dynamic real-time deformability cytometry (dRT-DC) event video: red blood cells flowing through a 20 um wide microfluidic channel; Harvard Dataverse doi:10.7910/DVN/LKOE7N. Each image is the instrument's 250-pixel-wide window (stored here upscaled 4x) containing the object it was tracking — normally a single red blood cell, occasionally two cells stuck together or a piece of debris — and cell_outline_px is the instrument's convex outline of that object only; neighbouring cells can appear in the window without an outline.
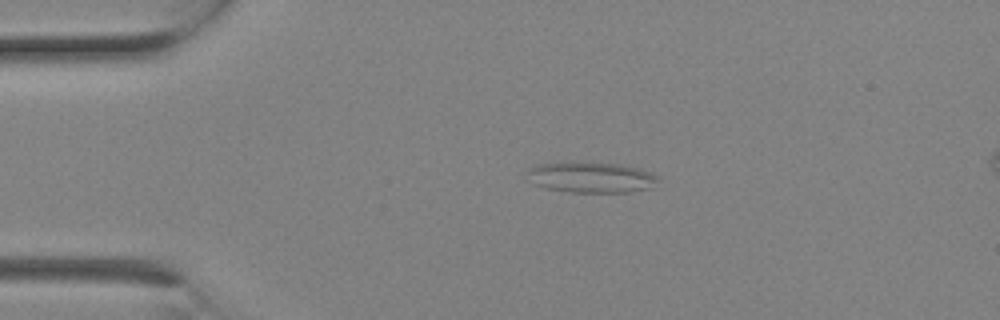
{"species": "Egyptian fruit bat (a non-hibernating species)", "species_latin": "Rousettus aegyptiacus", "temperature_condition": "room temperature", "stored_images_in_passage": 3, "segment_of_instrument_passage": [1, 2], "camera_frame_rate_fps": 3000, "um_per_image_px": 0.085, "animal": {"sex": "female"}, "frame": {"image": 1, "passage_image": 2, "time_ms": 0.333, "image_size_px": [1000, 320], "cell_outline_px": [[660, 180], [652, 188], [628, 192], [568, 192], [544, 188], [532, 184], [524, 180], [524, 172], [528, 168], [540, 164], [572, 160], [592, 160], [620, 164], [640, 168], [652, 172], [660, 176]], "centroid_in_image_um": [50.18, 15.03], "position_along_channel_um": 34.8, "area_um2": 24.97}}